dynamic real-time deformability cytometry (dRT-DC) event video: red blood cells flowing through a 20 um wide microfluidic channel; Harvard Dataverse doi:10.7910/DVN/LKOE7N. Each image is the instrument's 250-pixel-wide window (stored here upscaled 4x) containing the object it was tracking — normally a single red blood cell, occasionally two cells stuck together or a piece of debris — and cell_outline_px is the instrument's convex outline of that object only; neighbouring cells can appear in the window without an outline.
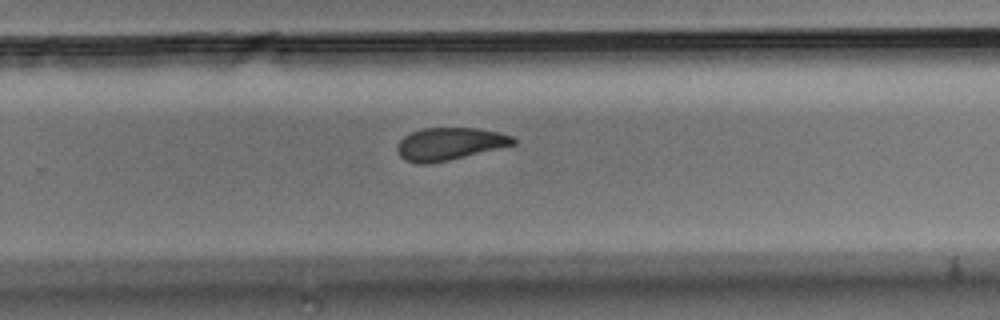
{"species": "Egyptian fruit bat (a non-hibernating species)", "species_latin": "Rousettus aegyptiacus", "temperature_condition": "room temperature", "stored_images_in_passage": 7, "camera_frame_rate_fps": 3000, "um_per_image_px": 0.085, "animal": {"sex": "male"}, "frame": {"image": 1, "passage_image": 7, "time_ms": 2.0, "image_size_px": [1000, 320], "cell_outline_px": [[516, 144], [448, 160], [424, 164], [416, 164], [404, 160], [400, 156], [396, 148], [400, 140], [404, 136], [412, 132], [424, 128], [480, 128], [500, 132], [512, 136], [516, 140]], "centroid_in_image_um": [38.21, 12.22], "position_along_channel_um": 291.6, "area_um2": 21.91}}